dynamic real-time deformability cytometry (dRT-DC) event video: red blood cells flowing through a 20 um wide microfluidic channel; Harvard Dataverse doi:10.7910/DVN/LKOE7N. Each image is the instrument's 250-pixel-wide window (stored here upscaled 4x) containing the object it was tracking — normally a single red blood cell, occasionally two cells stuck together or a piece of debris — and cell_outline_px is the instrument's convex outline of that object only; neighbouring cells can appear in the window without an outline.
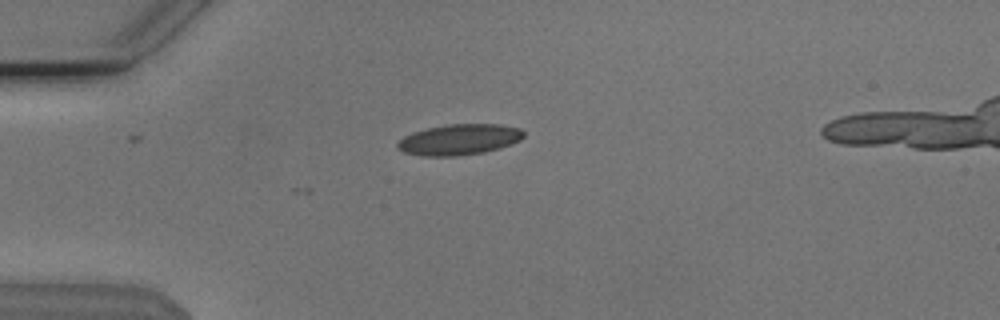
{"species": "Egyptian fruit bat (a non-hibernating species)", "species_latin": "Rousettus aegyptiacus", "temperature_condition": "cold", "stored_images_in_passage": 15, "camera_frame_rate_fps": 3000, "um_per_image_px": 0.085, "animal": {"sex": "male"}, "frame": {"image": 1, "passage_image": 3, "time_ms": 0.667, "image_size_px": [1000, 320], "cell_outline_px": [[524, 136], [520, 140], [500, 148], [484, 152], [456, 156], [420, 156], [404, 152], [396, 148], [396, 144], [404, 136], [412, 132], [428, 128], [448, 124], [500, 124], [520, 128], [524, 132]], "centroid_in_image_um": [39.02, 11.86], "position_along_channel_um": 46.0, "area_um2": 22.72}}
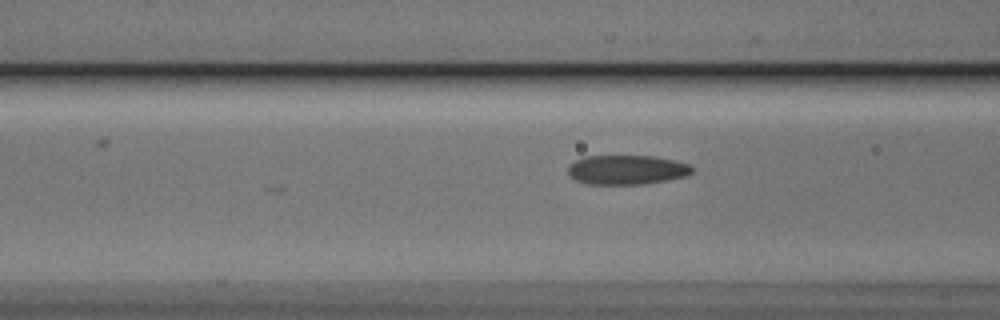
{"frame": {"image": 2, "passage_image": 10, "time_ms": 3.0, "image_size_px": [1000, 320], "cell_outline_px": [[692, 172], [688, 176], [644, 184], [588, 184], [576, 180], [568, 172], [568, 164], [584, 156], [656, 156], [692, 164]], "centroid_in_image_um": [53.3, 14.42], "position_along_channel_um": 113.3, "area_um2": 21.39}}
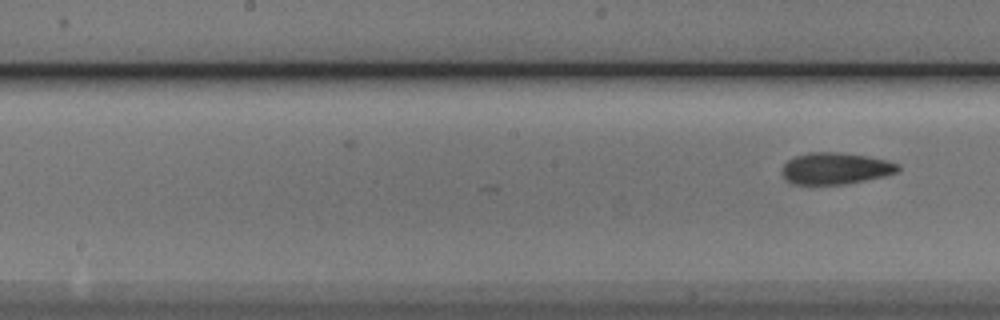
{"frame": {"image": 3, "passage_image": 15, "time_ms": 4.667, "image_size_px": [1000, 320], "cell_outline_px": [[900, 168], [896, 172], [864, 180], [844, 184], [792, 184], [780, 172], [780, 168], [788, 160], [796, 156], [808, 152], [836, 152], [868, 156], [900, 164]], "centroid_in_image_um": [70.96, 14.31], "position_along_channel_um": 177.2, "area_um2": 21.15}}